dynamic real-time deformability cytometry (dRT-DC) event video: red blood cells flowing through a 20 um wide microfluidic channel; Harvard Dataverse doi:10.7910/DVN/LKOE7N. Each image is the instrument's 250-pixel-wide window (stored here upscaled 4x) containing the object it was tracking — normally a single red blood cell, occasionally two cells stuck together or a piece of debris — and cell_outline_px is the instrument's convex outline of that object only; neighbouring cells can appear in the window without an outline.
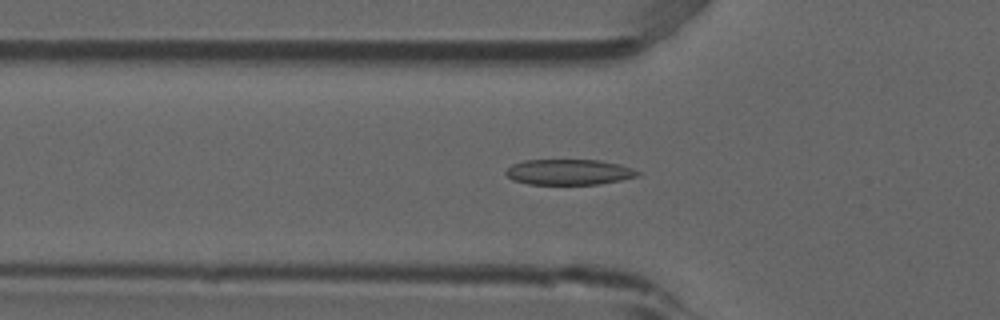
{"species": "common noctule bat (a hibernating species)", "species_latin": "Nyctalus noctula", "temperature_condition": "room temperature", "stored_images_in_passage": 50, "camera_frame_rate_fps": 3000, "um_per_image_px": 0.085, "animal": {"sex": "male", "forearm_length_mm": 52.5}, "frame": {"image": 1, "passage_image": 15, "time_ms": 4.667, "image_size_px": [1000, 320], "cell_outline_px": [[640, 172], [636, 176], [620, 180], [600, 184], [528, 184], [512, 180], [504, 172], [512, 164], [524, 160], [600, 160], [620, 164], [632, 168]], "centroid_in_image_um": [48.33, 14.62], "position_along_channel_um": 77.5, "area_um2": 19.59}}
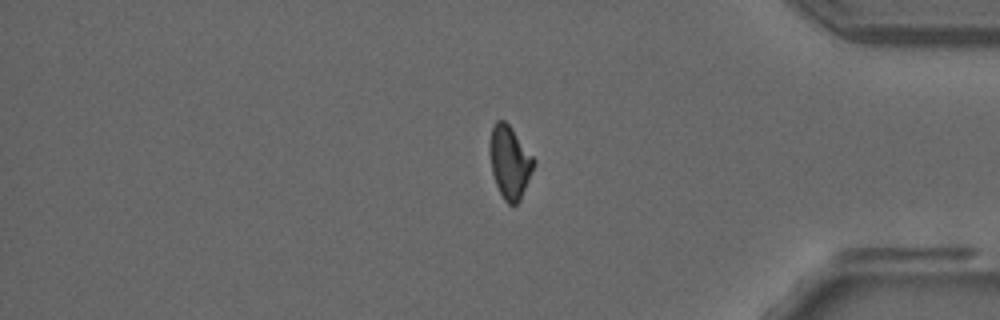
{"frame": {"image": 2, "passage_image": 41, "time_ms": 13.333, "image_size_px": [1000, 320], "cell_outline_px": [[536, 160], [520, 200], [516, 204], [508, 204], [504, 200], [496, 184], [492, 172], [492, 124], [496, 120], [504, 120], [512, 128]], "centroid_in_image_um": [43.36, 13.78], "position_along_channel_um": 391.8, "area_um2": 17.92}}
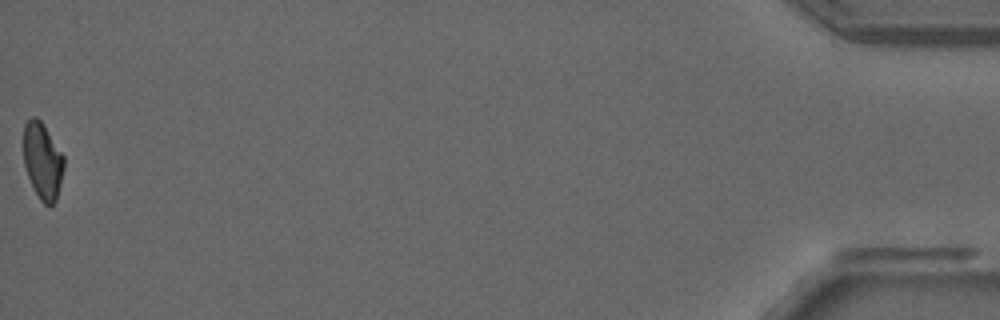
{"frame": {"image": 3, "passage_image": 50, "time_ms": 16.333, "image_size_px": [1000, 320], "cell_outline_px": [[64, 168], [56, 200], [48, 208], [40, 200], [28, 176], [24, 164], [24, 124], [32, 116], [36, 116], [44, 124], [64, 156]], "centroid_in_image_um": [3.63, 13.66], "position_along_channel_um": 431.6, "area_um2": 17.98}, "authors_computed_cell_mechanics": {"area_um2": 19.2763, "velocity_mm_per_s": 3.9055, "shape_relaxation_time_tau1_ms": null, "shape_relaxation_time_tau2_ms": 2.6648, "deformation_change_tau1": null, "deformation_change_tau2": 0.1004}}